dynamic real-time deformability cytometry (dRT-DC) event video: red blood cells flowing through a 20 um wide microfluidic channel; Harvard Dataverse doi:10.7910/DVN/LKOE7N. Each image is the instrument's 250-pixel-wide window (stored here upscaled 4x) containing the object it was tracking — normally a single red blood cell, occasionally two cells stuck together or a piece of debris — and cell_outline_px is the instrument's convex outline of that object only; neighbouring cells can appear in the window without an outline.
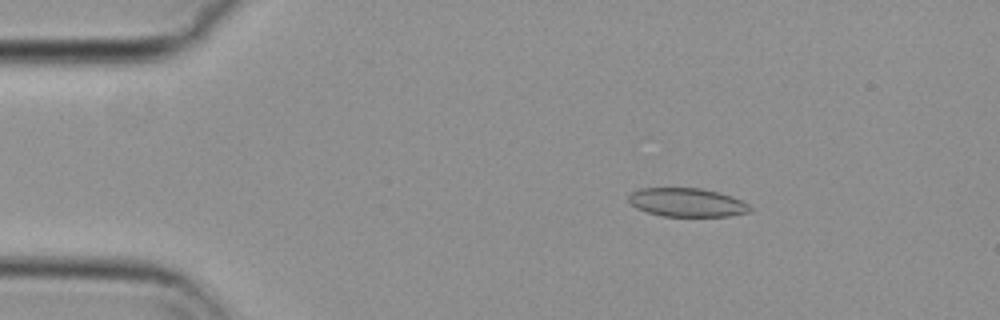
{"species": "common noctule bat (a hibernating species)", "species_latin": "Nyctalus noctula", "temperature_condition": "cold", "stored_images_in_passage": 55, "camera_frame_rate_fps": 3000, "um_per_image_px": 0.085, "animal": {"sex": "female", "body_mass_g": 29.2, "forearm_length_mm": 56.3}, "frame": {"image": 1, "passage_image": 9, "time_ms": 2.667, "image_size_px": [1000, 320], "cell_outline_px": [[752, 212], [728, 216], [664, 216], [648, 212], [636, 208], [628, 200], [628, 196], [632, 192], [640, 188], [700, 188], [720, 192], [732, 196], [748, 204], [752, 208]], "centroid_in_image_um": [58.42, 17.2], "position_along_channel_um": 26.6, "area_um2": 20.29}}
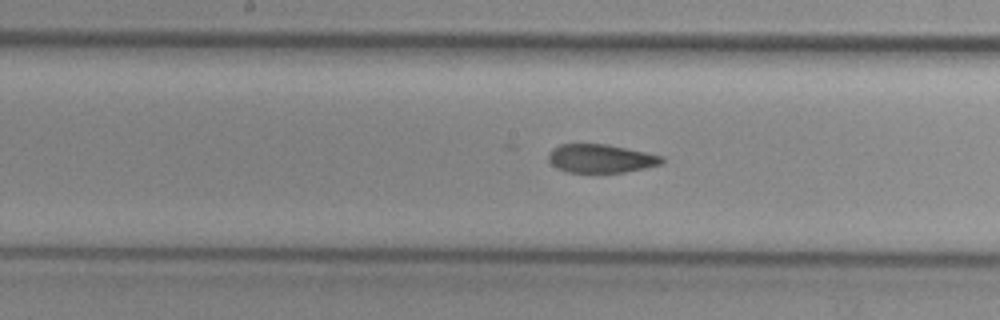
{"frame": {"image": 2, "passage_image": 28, "time_ms": 9.0, "image_size_px": [1000, 320], "cell_outline_px": [[664, 160], [660, 164], [644, 168], [624, 172], [568, 172], [552, 164], [548, 160], [548, 152], [552, 148], [560, 144], [608, 144], [664, 156]], "centroid_in_image_um": [51.06, 13.46], "position_along_channel_um": 197.1, "area_um2": 18.73}}
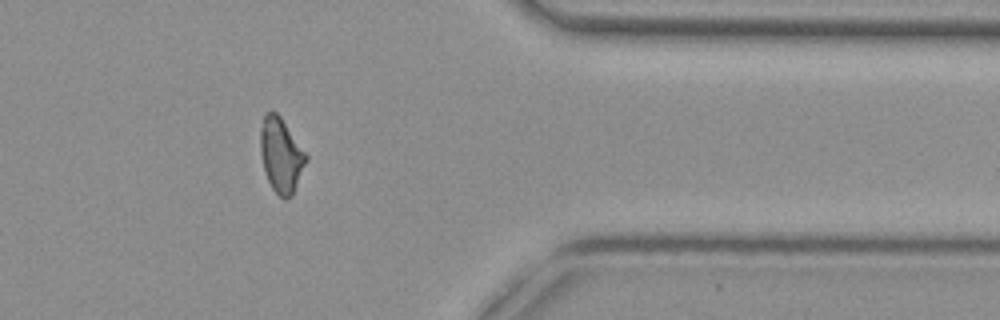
{"frame": {"image": 3, "passage_image": 45, "time_ms": 14.667, "image_size_px": [1000, 320], "cell_outline_px": [[308, 160], [292, 196], [288, 200], [284, 200], [272, 188], [268, 180], [264, 168], [260, 152], [260, 128], [264, 116], [272, 108], [280, 116], [308, 156]], "centroid_in_image_um": [23.89, 13.19], "position_along_channel_um": 387.5, "area_um2": 19.88}, "authors_computed_cell_mechanics": {"area_um2": 19.941, "velocity_mm_per_s": 3.6988, "shape_relaxation_time_tau1_ms": null, "shape_relaxation_time_tau2_ms": 2.3595, "deformation_change_tau1": null, "deformation_change_tau2": 0.0795}}